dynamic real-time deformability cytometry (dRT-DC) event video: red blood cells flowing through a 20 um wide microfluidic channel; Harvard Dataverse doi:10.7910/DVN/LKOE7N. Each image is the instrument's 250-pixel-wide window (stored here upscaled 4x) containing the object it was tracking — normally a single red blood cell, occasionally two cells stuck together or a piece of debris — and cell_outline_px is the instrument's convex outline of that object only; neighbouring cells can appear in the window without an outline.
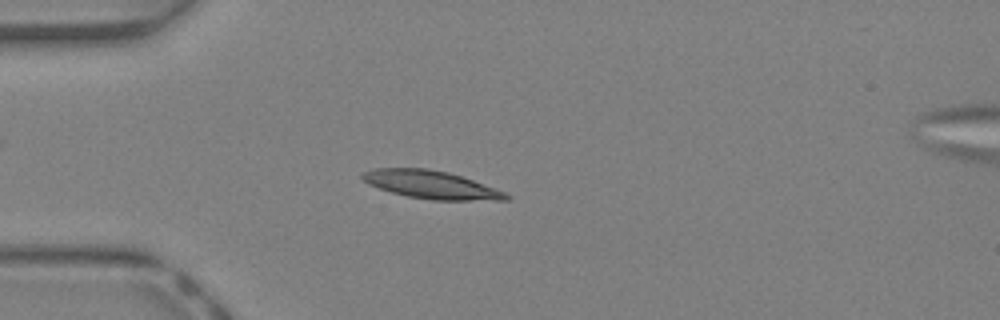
{"species": "Egyptian fruit bat (a non-hibernating species)", "species_latin": "Rousettus aegyptiacus", "temperature_condition": "warm", "stored_images_in_passage": 31, "camera_frame_rate_fps": 3000, "um_per_image_px": 0.085, "animal": {"sex": "female"}, "frame": {"image": 1, "passage_image": 1, "time_ms": 0.0, "image_size_px": [1000, 320], "cell_outline_px": [[512, 196], [508, 200], [432, 200], [408, 196], [392, 192], [368, 184], [360, 176], [360, 172], [372, 168], [428, 168], [448, 172], [472, 180], [504, 192]], "centroid_in_image_um": [36.6, 15.69], "position_along_channel_um": 48.4, "area_um2": 23.29}}
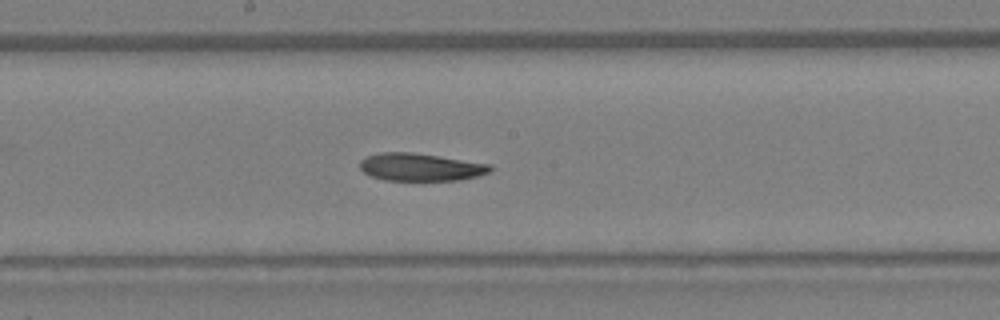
{"frame": {"image": 2, "passage_image": 12, "time_ms": 3.667, "image_size_px": [1000, 320], "cell_outline_px": [[492, 172], [460, 180], [384, 180], [372, 176], [364, 172], [360, 168], [360, 160], [364, 156], [380, 152], [408, 152], [492, 164]], "centroid_in_image_um": [35.73, 14.2], "position_along_channel_um": 212.5, "area_um2": 20.92}}
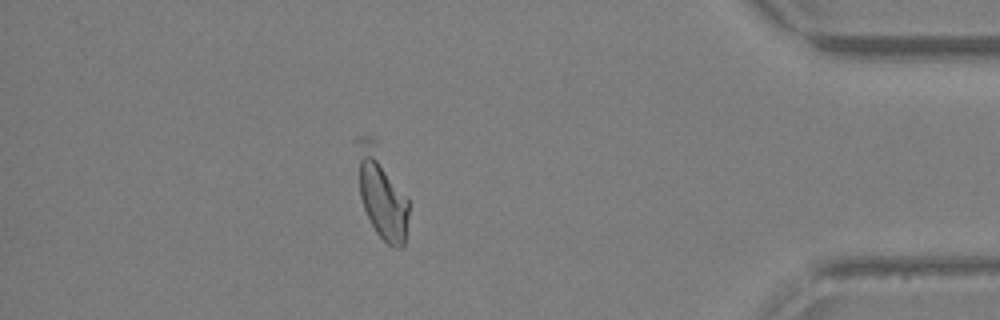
{"frame": {"image": 3, "passage_image": 26, "time_ms": 8.333, "image_size_px": [1000, 320], "cell_outline_px": [[408, 216], [404, 244], [400, 248], [396, 248], [388, 244], [376, 232], [364, 208], [360, 196], [352, 140], [356, 136], [372, 136], [376, 140], [408, 200]], "centroid_in_image_um": [32.35, 16.29], "position_along_channel_um": 402.8, "area_um2": 27.4}, "authors_computed_cell_mechanics": {"area_um2": 22.1374, "velocity_mm_per_s": 4.9617, "shape_relaxation_time_tau1_ms": null, "shape_relaxation_time_tau2_ms": 2.5882, "deformation_change_tau1": null, "deformation_change_tau2": 0.1163}}